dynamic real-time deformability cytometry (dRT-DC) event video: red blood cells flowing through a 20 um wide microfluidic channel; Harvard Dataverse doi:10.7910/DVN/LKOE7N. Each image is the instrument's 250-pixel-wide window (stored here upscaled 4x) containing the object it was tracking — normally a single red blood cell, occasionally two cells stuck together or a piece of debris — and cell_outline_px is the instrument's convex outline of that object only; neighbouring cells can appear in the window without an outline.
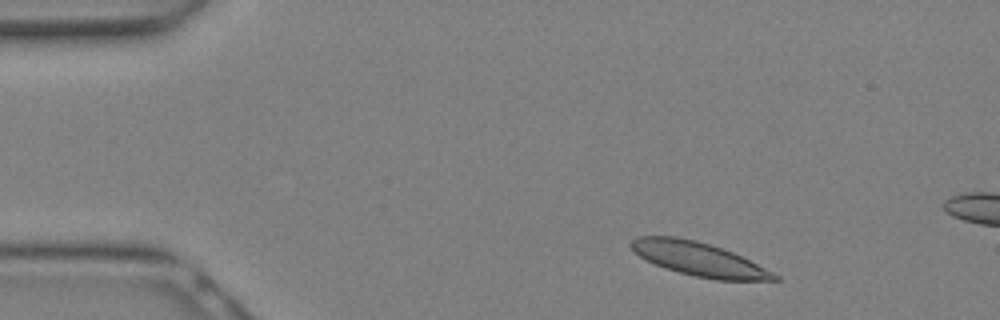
{"species": "Egyptian fruit bat (a non-hibernating species)", "species_latin": "Rousettus aegyptiacus", "temperature_condition": "warm", "stored_images_in_passage": 7, "camera_frame_rate_fps": 3000, "um_per_image_px": 0.085, "animal": {"sex": "female"}, "frame": {"image": 1, "passage_image": 1, "time_ms": 0.0, "image_size_px": [1000, 320], "cell_outline_px": [[780, 280], [716, 280], [696, 276], [664, 268], [640, 256], [628, 244], [636, 236], [676, 236], [696, 240], [732, 252], [780, 276]], "centroid_in_image_um": [59.37, 22.01], "position_along_channel_um": 25.6, "area_um2": 27.63}}
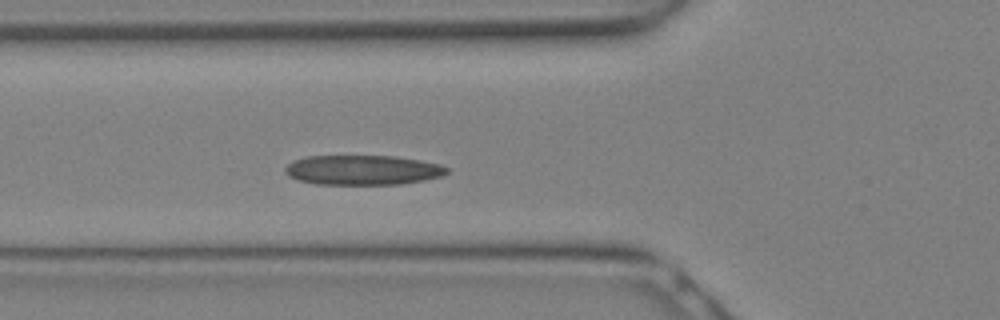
{"frame": {"image": 2, "passage_image": 7, "time_ms": 2.0, "image_size_px": [1000, 320], "cell_outline_px": [[448, 172], [440, 176], [424, 180], [400, 184], [316, 184], [300, 180], [288, 176], [284, 172], [284, 168], [292, 160], [304, 156], [396, 156], [420, 160], [440, 164], [448, 168]], "centroid_in_image_um": [30.8, 14.44], "position_along_channel_um": 95.0, "area_um2": 28.09}}